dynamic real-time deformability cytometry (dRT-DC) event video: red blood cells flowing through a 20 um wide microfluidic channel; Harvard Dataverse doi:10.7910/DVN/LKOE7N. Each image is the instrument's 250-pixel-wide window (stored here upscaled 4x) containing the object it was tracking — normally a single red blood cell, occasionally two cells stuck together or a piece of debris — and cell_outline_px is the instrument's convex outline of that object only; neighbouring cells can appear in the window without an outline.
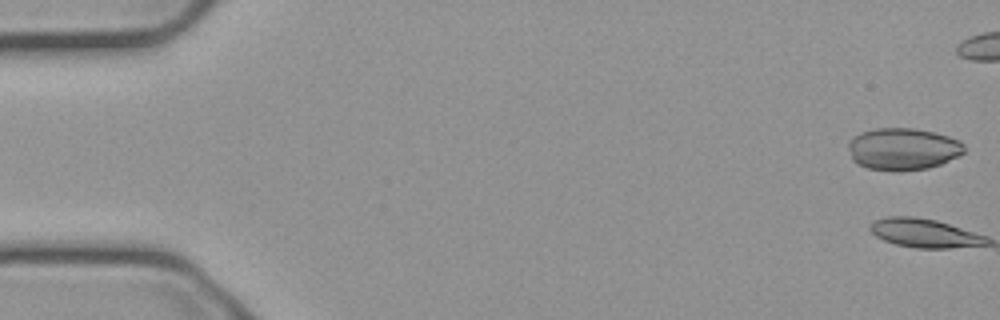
{"species": "common noctule bat (a hibernating species)", "species_latin": "Nyctalus noctula", "temperature_condition": "cold", "stored_images_in_passage": 2, "camera_frame_rate_fps": 3000, "um_per_image_px": 0.085, "animal": {"sex": "male", "body_mass_g": 23.1, "forearm_length_mm": 52.7}, "frame": {"image": 1, "passage_image": 1, "time_ms": 0.0, "image_size_px": [1000, 320], "cell_outline_px": [[964, 152], [960, 156], [940, 164], [928, 168], [892, 172], [868, 168], [856, 164], [852, 160], [848, 148], [848, 140], [860, 132], [876, 128], [912, 128], [932, 132], [948, 136], [960, 140], [964, 144]], "centroid_in_image_um": [76.72, 12.67], "position_along_channel_um": 8.3, "area_um2": 28.73}}